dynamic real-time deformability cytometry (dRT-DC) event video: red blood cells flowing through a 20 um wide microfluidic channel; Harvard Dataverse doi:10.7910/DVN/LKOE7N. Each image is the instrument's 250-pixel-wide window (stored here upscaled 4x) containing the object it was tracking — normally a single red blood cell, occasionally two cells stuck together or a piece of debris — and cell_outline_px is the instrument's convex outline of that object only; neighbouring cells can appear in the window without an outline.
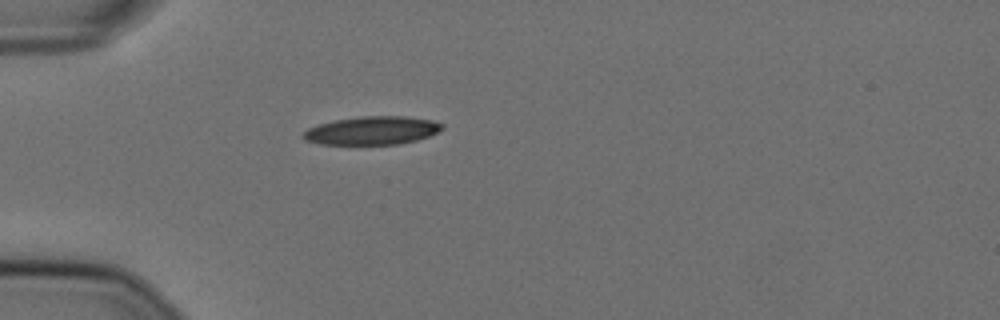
{"species": "Egyptian fruit bat (a non-hibernating species)", "species_latin": "Rousettus aegyptiacus", "temperature_condition": "cold", "stored_images_in_passage": 36, "camera_frame_rate_fps": 3000, "um_per_image_px": 0.085, "animal": {"sex": "female"}, "frame": {"image": 1, "passage_image": 1, "time_ms": 0.0, "image_size_px": [1000, 320], "cell_outline_px": [[444, 128], [428, 136], [416, 140], [400, 144], [320, 144], [304, 140], [300, 136], [308, 128], [320, 124], [336, 120], [360, 116], [404, 116], [432, 120], [444, 124]], "centroid_in_image_um": [31.62, 11.09], "position_along_channel_um": 53.4, "area_um2": 22.83}}
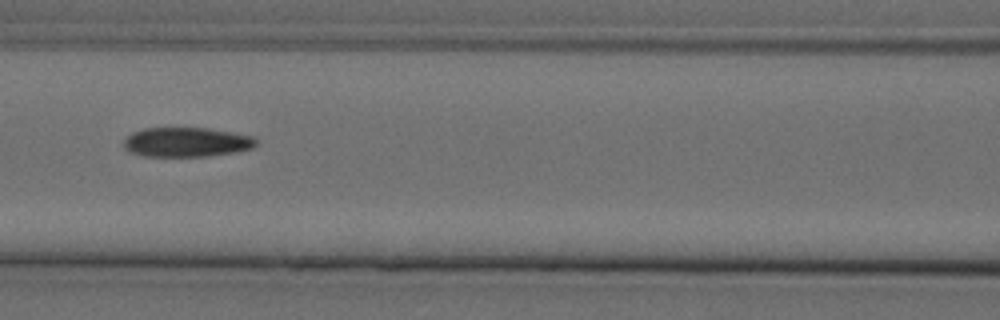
{"frame": {"image": 2, "passage_image": 10, "time_ms": 3.0, "image_size_px": [1000, 320], "cell_outline_px": [[256, 144], [252, 148], [236, 152], [208, 156], [144, 156], [132, 152], [124, 148], [124, 140], [132, 132], [144, 128], [208, 128], [256, 136]], "centroid_in_image_um": [15.88, 12.07], "position_along_channel_um": 150.7, "area_um2": 22.77}}
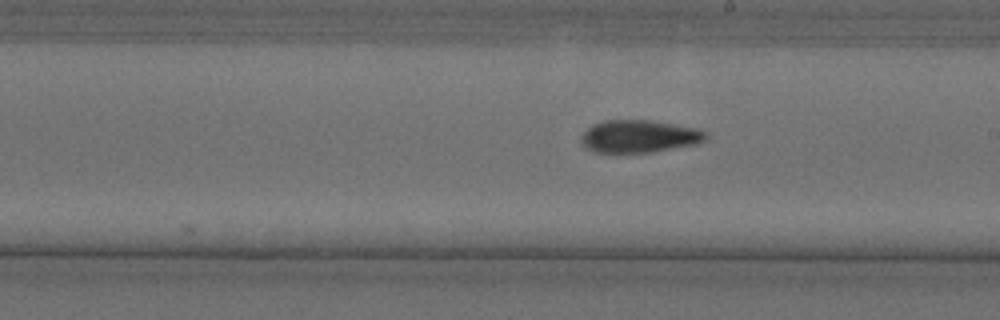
{"frame": {"image": 3, "passage_image": 17, "time_ms": 5.333, "image_size_px": [1000, 320], "cell_outline_px": [[708, 136], [704, 140], [696, 144], [652, 152], [596, 152], [584, 148], [580, 144], [580, 136], [592, 124], [604, 120], [652, 120], [700, 128], [708, 132]], "centroid_in_image_um": [54.33, 11.58], "position_along_channel_um": 234.7, "area_um2": 23.99}, "authors_computed_cell_mechanics": {"area_um2": 23.5246, "velocity_mm_per_s": 3.6099, "shape_relaxation_time_tau1_ms": 6.5211, "shape_relaxation_time_tau2_ms": 4.5326, "deformation_change_tau1": 0.1648, "deformation_change_tau2": 0.1014}}